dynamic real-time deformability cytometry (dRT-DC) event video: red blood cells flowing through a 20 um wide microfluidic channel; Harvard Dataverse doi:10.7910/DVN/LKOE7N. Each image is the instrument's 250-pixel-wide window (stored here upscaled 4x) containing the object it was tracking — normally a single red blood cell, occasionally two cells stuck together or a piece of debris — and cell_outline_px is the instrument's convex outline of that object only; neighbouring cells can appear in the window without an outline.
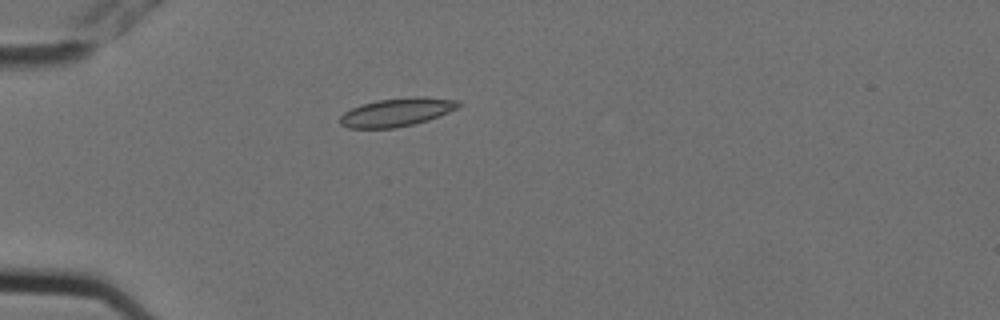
{"species": "Egyptian fruit bat (a non-hibernating species)", "species_latin": "Rousettus aegyptiacus", "temperature_condition": "cold", "stored_images_in_passage": 2, "camera_frame_rate_fps": 3000, "um_per_image_px": 0.085, "animal": {"sex": "female"}, "frame": {"image": 1, "passage_image": 2, "time_ms": 0.333, "image_size_px": [1000, 320], "cell_outline_px": [[460, 104], [456, 108], [440, 116], [428, 120], [396, 128], [348, 128], [340, 124], [340, 116], [344, 112], [352, 108], [376, 100], [420, 96], [424, 96], [460, 100]], "centroid_in_image_um": [33.74, 9.53], "position_along_channel_um": 51.3, "area_um2": 19.48}}